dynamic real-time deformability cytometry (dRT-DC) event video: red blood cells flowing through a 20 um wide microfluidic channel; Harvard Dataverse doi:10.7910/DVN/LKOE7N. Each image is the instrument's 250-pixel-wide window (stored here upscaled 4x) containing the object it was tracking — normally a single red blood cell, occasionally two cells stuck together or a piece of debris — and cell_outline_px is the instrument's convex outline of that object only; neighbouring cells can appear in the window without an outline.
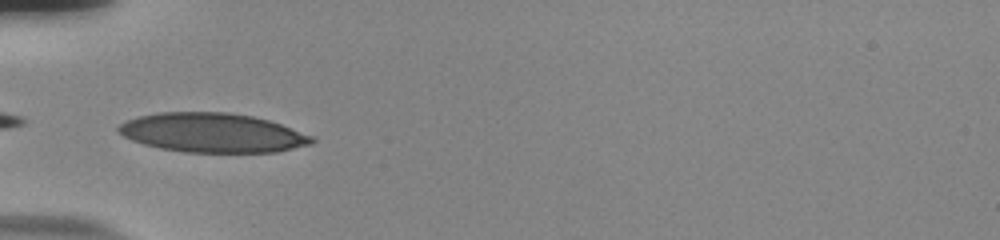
{"species": "human", "species_latin": "Homo sapiens", "temperature_condition": "room temperature", "stored_images_in_passage": 36, "camera_frame_rate_fps": 3000, "um_per_image_px": 0.085, "donor": {"sex": "male"}, "frame": {"image": 1, "passage_image": 1, "time_ms": 0.0, "image_size_px": [1000, 240], "cell_outline_px": [[316, 140], [312, 144], [276, 152], [184, 152], [160, 148], [144, 144], [132, 140], [116, 132], [116, 128], [120, 124], [128, 120], [140, 116], [160, 112], [228, 112], [252, 116], [268, 120], [280, 124], [312, 136]], "centroid_in_image_um": [18.04, 11.28], "position_along_channel_um": 67.0, "area_um2": 44.1}}
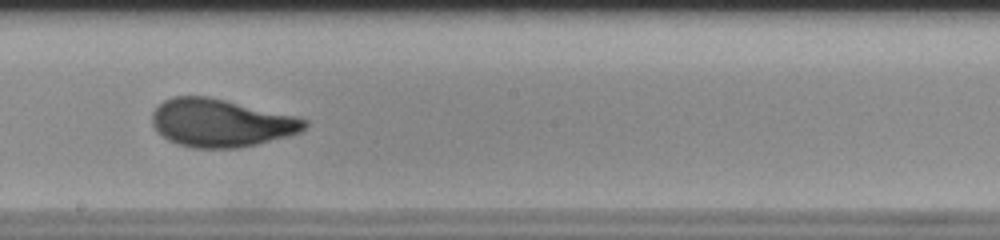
{"frame": {"image": 2, "passage_image": 14, "time_ms": 4.333, "image_size_px": [1000, 240], "cell_outline_px": [[308, 124], [300, 132], [288, 136], [240, 148], [196, 148], [176, 144], [168, 140], [156, 132], [152, 124], [152, 112], [164, 100], [172, 96], [208, 96], [292, 116], [308, 120]], "centroid_in_image_um": [18.71, 10.46], "position_along_channel_um": 229.5, "area_um2": 42.31}}
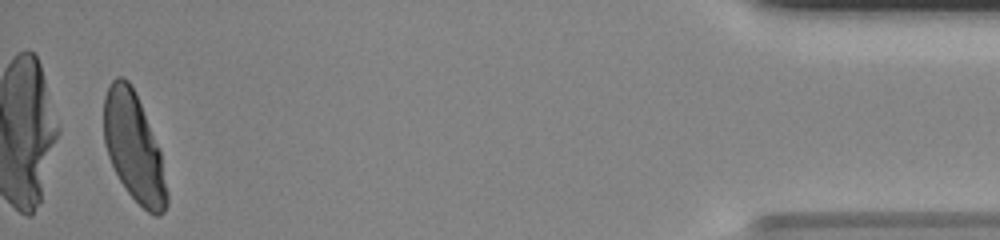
{"frame": {"image": 3, "passage_image": 35, "time_ms": 11.333, "image_size_px": [1000, 240], "cell_outline_px": [[168, 204], [164, 212], [160, 216], [156, 216], [148, 212], [128, 192], [120, 180], [108, 156], [104, 144], [104, 96], [112, 80], [116, 76], [124, 76], [128, 80], [140, 104], [160, 148], [168, 192]], "centroid_in_image_um": [11.39, 12.54], "position_along_channel_um": 423.8, "area_um2": 39.65}, "authors_computed_cell_mechanics": {"area_um2": 41.8761, "velocity_mm_per_s": 3.7982, "shape_relaxation_time_tau1_ms": 4.2511, "shape_relaxation_time_tau2_ms": null, "deformation_change_tau1": 0.1901, "deformation_change_tau2": null}}